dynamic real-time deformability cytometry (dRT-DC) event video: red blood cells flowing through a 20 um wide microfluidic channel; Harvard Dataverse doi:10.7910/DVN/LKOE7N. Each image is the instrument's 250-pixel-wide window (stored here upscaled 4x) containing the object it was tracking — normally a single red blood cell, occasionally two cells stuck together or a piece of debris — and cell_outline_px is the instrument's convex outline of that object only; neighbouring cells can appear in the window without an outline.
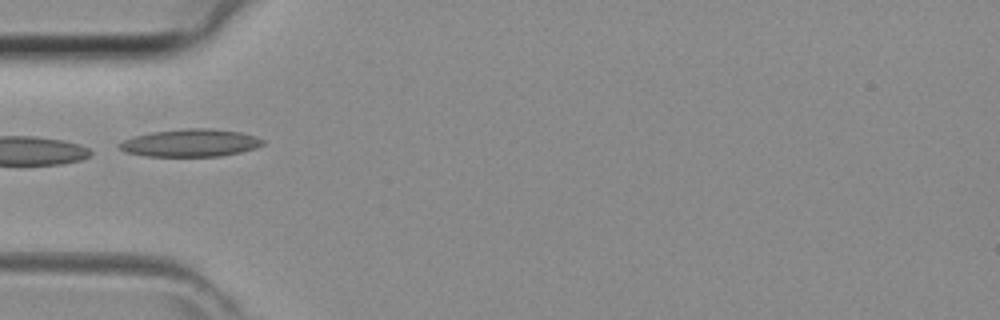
{"species": "common noctule bat (a hibernating species)", "species_latin": "Nyctalus noctula", "temperature_condition": "room temperature", "stored_images_in_passage": 30, "camera_frame_rate_fps": 3000, "um_per_image_px": 0.085, "animal": {"sex": "female", "body_mass_g": 29.2, "forearm_length_mm": 56.3}, "frame": {"image": 1, "passage_image": 1, "time_ms": 0.0, "image_size_px": [1000, 320], "cell_outline_px": [[264, 144], [256, 148], [240, 152], [220, 156], [144, 156], [124, 152], [116, 144], [124, 140], [136, 136], [152, 132], [188, 128], [212, 128], [240, 132], [264, 140]], "centroid_in_image_um": [16.17, 12.15], "position_along_channel_um": 68.8, "area_um2": 22.95}}
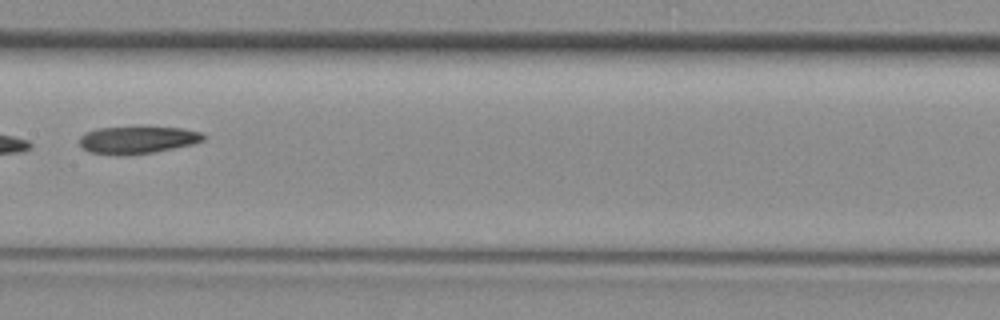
{"frame": {"image": 2, "passage_image": 9, "time_ms": 2.667, "image_size_px": [1000, 320], "cell_outline_px": [[208, 136], [204, 140], [192, 144], [152, 152], [120, 156], [92, 152], [84, 148], [80, 144], [80, 136], [84, 132], [96, 128], [144, 124], [184, 128], [200, 132]], "centroid_in_image_um": [11.71, 11.83], "position_along_channel_um": 195.7, "area_um2": 20.69}}